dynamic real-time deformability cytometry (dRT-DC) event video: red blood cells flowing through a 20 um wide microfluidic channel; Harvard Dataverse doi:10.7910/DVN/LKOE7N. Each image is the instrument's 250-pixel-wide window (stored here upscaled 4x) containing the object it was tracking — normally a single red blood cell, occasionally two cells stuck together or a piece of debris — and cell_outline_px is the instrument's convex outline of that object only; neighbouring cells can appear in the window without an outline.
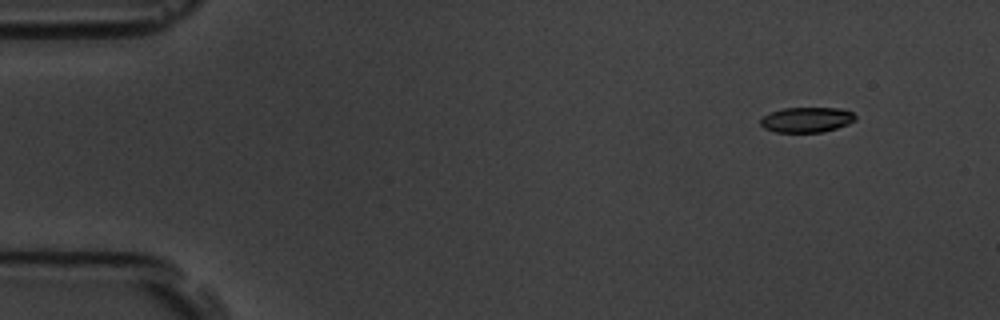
{"species": "common noctule bat (a hibernating species)", "species_latin": "Nyctalus noctula", "temperature_condition": "room temperature", "stored_images_in_passage": 4, "camera_frame_rate_fps": 3000, "um_per_image_px": 0.085, "animal": {"sex": "male", "body_mass_g": 19.5, "forearm_length_mm": 54.6}, "frame": {"image": 1, "passage_image": 1, "time_ms": 0.0, "image_size_px": [1000, 320], "cell_outline_px": [[856, 120], [848, 124], [824, 132], [776, 132], [764, 128], [760, 124], [760, 120], [764, 116], [772, 112], [784, 108], [840, 108], [852, 112], [856, 116]], "centroid_in_image_um": [68.59, 10.18], "position_along_channel_um": 16.4, "area_um2": 13.87}}
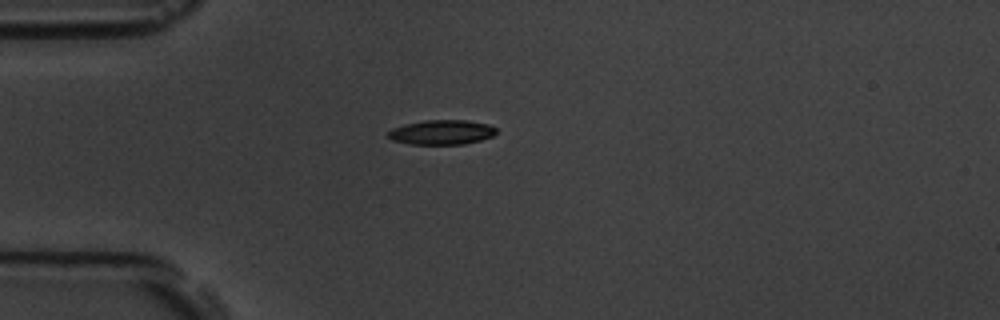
{"frame": {"image": 2, "passage_image": 4, "time_ms": 3.333, "image_size_px": [1000, 320], "cell_outline_px": [[496, 132], [492, 136], [480, 140], [464, 144], [412, 144], [392, 140], [388, 136], [388, 132], [392, 128], [404, 124], [424, 120], [468, 120], [488, 124], [496, 128]], "centroid_in_image_um": [37.54, 11.23], "position_along_channel_um": 47.5, "area_um2": 15.49}}